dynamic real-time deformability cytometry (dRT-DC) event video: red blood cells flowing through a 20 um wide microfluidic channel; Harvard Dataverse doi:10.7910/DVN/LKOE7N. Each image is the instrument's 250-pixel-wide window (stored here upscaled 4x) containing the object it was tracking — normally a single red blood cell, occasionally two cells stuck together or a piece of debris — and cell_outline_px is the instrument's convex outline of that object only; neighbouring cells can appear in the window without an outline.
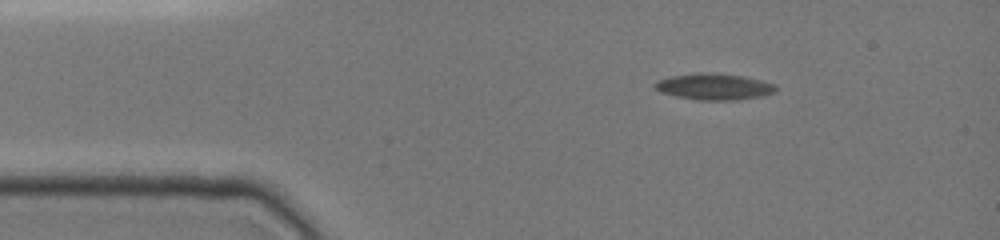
{"species": "common noctule bat (a hibernating species)", "species_latin": "Nyctalus noctula", "temperature_condition": "cold", "stored_images_in_passage": 11, "camera_frame_rate_fps": 3000, "um_per_image_px": 0.085, "animal": {"sex": "female", "body_mass_g": 19.0, "forearm_length_mm": 51.5}, "frame": {"image": 1, "passage_image": 1, "time_ms": 0.0, "image_size_px": [1000, 240], "cell_outline_px": [[776, 92], [764, 96], [736, 100], [696, 100], [676, 96], [660, 92], [652, 84], [656, 80], [672, 76], [696, 72], [712, 72], [744, 76], [776, 84]], "centroid_in_image_um": [60.7, 7.36], "position_along_channel_um": 24.3, "area_um2": 18.84}}
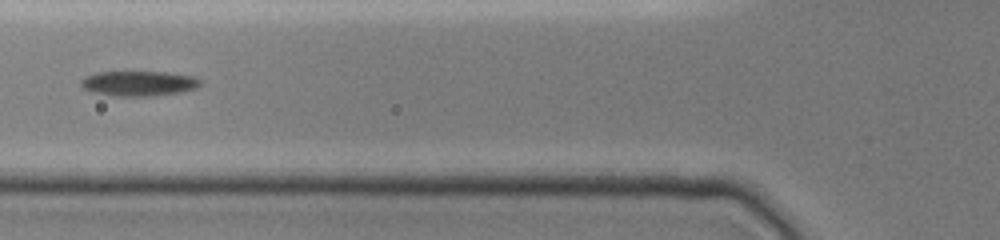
{"frame": {"image": 2, "passage_image": 5, "time_ms": 3.667, "image_size_px": [1000, 240], "cell_outline_px": [[200, 84], [196, 88], [180, 92], [156, 96], [116, 96], [92, 92], [84, 88], [80, 84], [80, 80], [84, 76], [96, 72], [168, 72], [192, 76], [200, 80]], "centroid_in_image_um": [11.76, 7.09], "position_along_channel_um": 114.0, "area_um2": 17.46}}
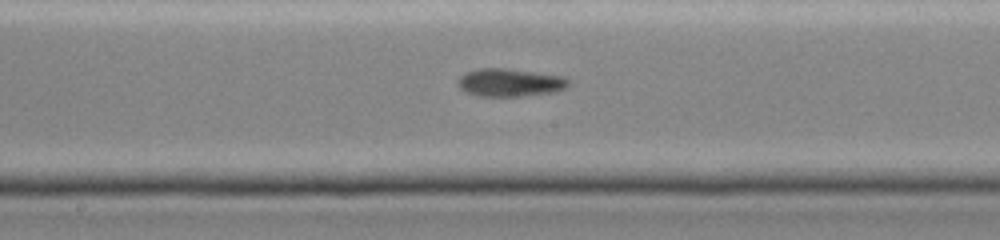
{"frame": {"image": 3, "passage_image": 10, "time_ms": 6.0, "image_size_px": [1000, 240], "cell_outline_px": [[568, 84], [564, 88], [556, 92], [520, 96], [480, 96], [464, 92], [460, 88], [460, 76], [464, 72], [480, 68], [508, 68], [564, 76], [568, 80]], "centroid_in_image_um": [43.34, 7.01], "position_along_channel_um": 204.9, "area_um2": 17.98}}